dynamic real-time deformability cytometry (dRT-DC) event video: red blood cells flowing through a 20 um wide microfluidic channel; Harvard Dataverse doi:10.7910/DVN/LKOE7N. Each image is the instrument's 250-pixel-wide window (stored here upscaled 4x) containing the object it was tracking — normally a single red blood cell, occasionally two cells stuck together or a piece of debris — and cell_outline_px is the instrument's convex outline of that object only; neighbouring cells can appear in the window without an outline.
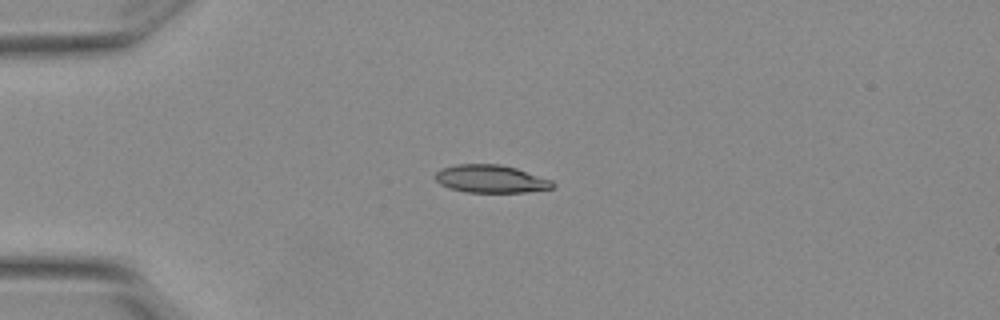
{"species": "Egyptian fruit bat (a non-hibernating species)", "species_latin": "Rousettus aegyptiacus", "temperature_condition": "warm", "stored_images_in_passage": 5, "camera_frame_rate_fps": 3000, "um_per_image_px": 0.085, "animal": {"sex": "female"}, "frame": {"image": 1, "passage_image": 4, "time_ms": 1.0, "image_size_px": [1000, 320], "cell_outline_px": [[556, 184], [552, 188], [528, 192], [464, 192], [448, 188], [440, 184], [436, 180], [436, 172], [440, 168], [456, 164], [500, 164], [516, 168], [552, 180]], "centroid_in_image_um": [41.71, 15.2], "position_along_channel_um": 43.3, "area_um2": 19.13}}